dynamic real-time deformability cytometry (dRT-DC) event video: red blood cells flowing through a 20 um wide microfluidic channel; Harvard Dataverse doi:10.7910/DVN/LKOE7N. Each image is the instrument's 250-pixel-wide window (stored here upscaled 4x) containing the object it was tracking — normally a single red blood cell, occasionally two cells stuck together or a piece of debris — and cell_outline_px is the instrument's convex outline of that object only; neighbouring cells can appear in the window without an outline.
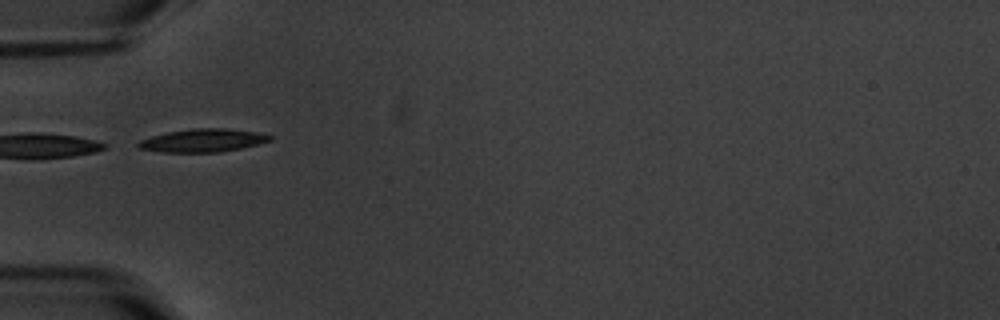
{"species": "common noctule bat (a hibernating species)", "species_latin": "Nyctalus noctula", "temperature_condition": "warm", "stored_images_in_passage": 8, "camera_frame_rate_fps": 3000, "um_per_image_px": 0.085, "animal": {"sex": "male", "body_mass_g": 20.1, "forearm_length_mm": 53.5}, "frame": {"image": 1, "passage_image": 6, "time_ms": 5.667, "image_size_px": [1000, 320], "cell_outline_px": [[272, 140], [240, 148], [220, 152], [164, 152], [140, 148], [136, 144], [140, 140], [152, 136], [168, 132], [192, 128], [228, 128], [256, 132], [272, 136]], "centroid_in_image_um": [17.24, 11.93], "position_along_channel_um": 67.8, "area_um2": 17.51}}